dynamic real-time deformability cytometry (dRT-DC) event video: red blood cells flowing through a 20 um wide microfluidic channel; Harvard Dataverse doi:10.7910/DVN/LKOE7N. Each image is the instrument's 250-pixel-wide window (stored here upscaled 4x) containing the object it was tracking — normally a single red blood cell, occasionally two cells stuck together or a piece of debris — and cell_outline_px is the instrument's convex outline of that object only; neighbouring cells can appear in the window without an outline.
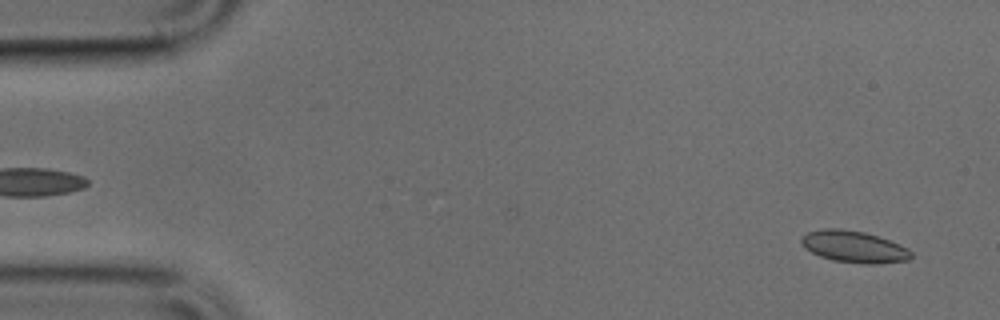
{"species": "common noctule bat (a hibernating species)", "species_latin": "Nyctalus noctula", "temperature_condition": "cold", "stored_images_in_passage": 16, "camera_frame_rate_fps": 3000, "um_per_image_px": 0.085, "animal": {"sex": "male", "body_mass_g": 17.9, "forearm_length_mm": 54.2}, "frame": {"image": 1, "passage_image": 2, "time_ms": 0.333, "image_size_px": [1000, 320], "cell_outline_px": [[912, 256], [908, 260], [876, 264], [864, 264], [832, 260], [820, 256], [804, 248], [800, 240], [808, 232], [824, 228], [840, 228], [864, 232], [888, 240], [908, 248], [912, 252]], "centroid_in_image_um": [72.58, 20.98], "position_along_channel_um": 12.4, "area_um2": 20.17}}
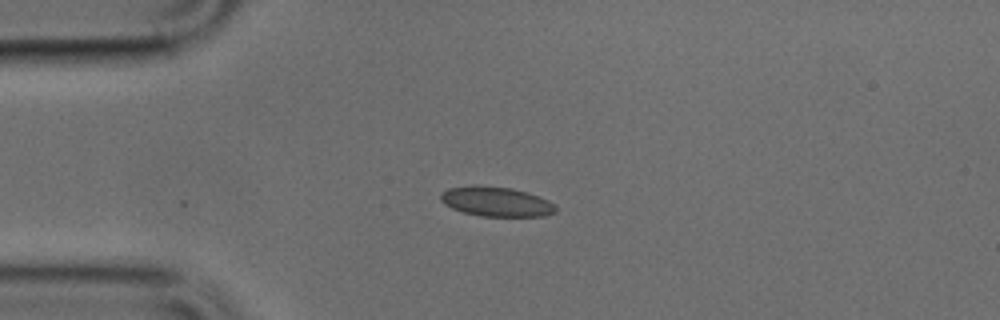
{"frame": {"image": 2, "passage_image": 11, "time_ms": 3.333, "image_size_px": [1000, 320], "cell_outline_px": [[556, 212], [544, 216], [480, 216], [464, 212], [452, 208], [444, 204], [440, 200], [440, 192], [448, 188], [472, 184], [476, 184], [512, 188], [528, 192], [548, 200], [556, 204]], "centroid_in_image_um": [42.16, 17.12], "position_along_channel_um": 42.8, "area_um2": 20.23}}
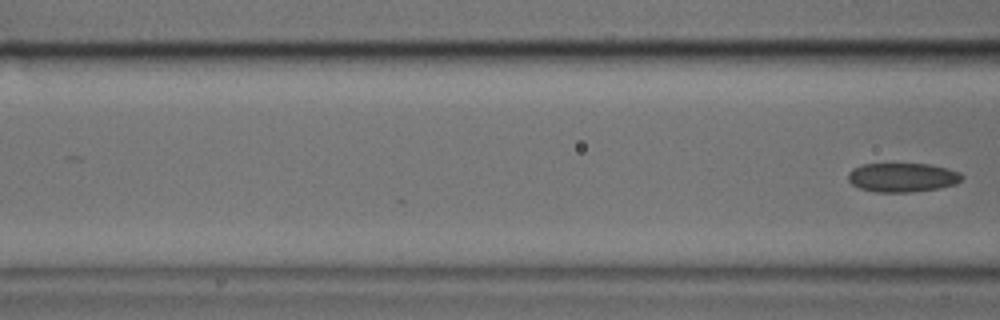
{"frame": {"image": 3, "passage_image": 16, "time_ms": 5.0, "image_size_px": [1000, 320], "cell_outline_px": [[964, 180], [956, 184], [940, 188], [912, 192], [876, 192], [860, 188], [852, 184], [848, 180], [848, 172], [852, 168], [860, 164], [928, 164], [948, 168], [960, 172], [964, 176]], "centroid_in_image_um": [76.73, 15.08], "position_along_channel_um": 89.9, "area_um2": 19.54}}